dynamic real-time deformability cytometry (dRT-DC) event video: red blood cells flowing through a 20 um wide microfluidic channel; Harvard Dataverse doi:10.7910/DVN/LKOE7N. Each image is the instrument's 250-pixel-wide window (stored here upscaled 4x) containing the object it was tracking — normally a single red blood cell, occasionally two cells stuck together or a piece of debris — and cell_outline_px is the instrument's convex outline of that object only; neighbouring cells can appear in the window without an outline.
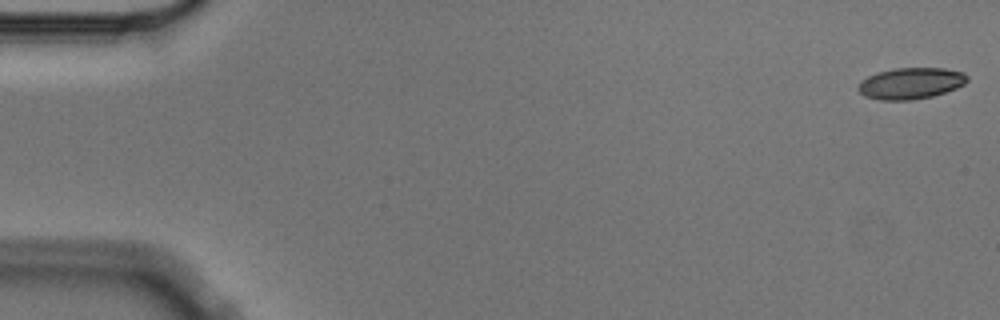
{"species": "Egyptian fruit bat (a non-hibernating species)", "species_latin": "Rousettus aegyptiacus", "temperature_condition": "cold", "stored_images_in_passage": 5, "camera_frame_rate_fps": 3000, "um_per_image_px": 0.085, "animal": {"sex": "male"}, "frame": {"image": 1, "passage_image": 1, "time_ms": 0.0, "image_size_px": [1000, 320], "cell_outline_px": [[968, 80], [964, 84], [956, 88], [932, 96], [912, 100], [880, 100], [864, 96], [856, 88], [860, 80], [876, 72], [896, 68], [944, 68], [964, 72], [968, 76]], "centroid_in_image_um": [77.39, 7.08], "position_along_channel_um": 7.6, "area_um2": 20.06}}
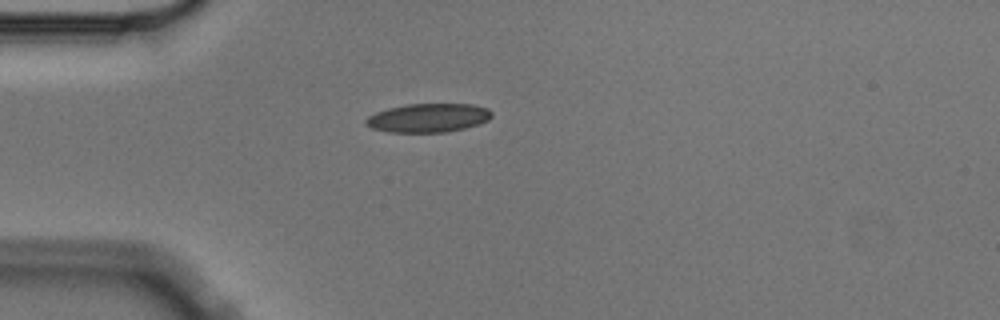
{"frame": {"image": 2, "passage_image": 5, "time_ms": 1.333, "image_size_px": [1000, 320], "cell_outline_px": [[492, 116], [488, 120], [480, 124], [448, 132], [388, 132], [372, 128], [364, 124], [364, 120], [368, 116], [376, 112], [388, 108], [408, 104], [472, 104], [488, 108], [492, 112]], "centroid_in_image_um": [36.4, 10.02], "position_along_channel_um": 48.6, "area_um2": 21.21}}